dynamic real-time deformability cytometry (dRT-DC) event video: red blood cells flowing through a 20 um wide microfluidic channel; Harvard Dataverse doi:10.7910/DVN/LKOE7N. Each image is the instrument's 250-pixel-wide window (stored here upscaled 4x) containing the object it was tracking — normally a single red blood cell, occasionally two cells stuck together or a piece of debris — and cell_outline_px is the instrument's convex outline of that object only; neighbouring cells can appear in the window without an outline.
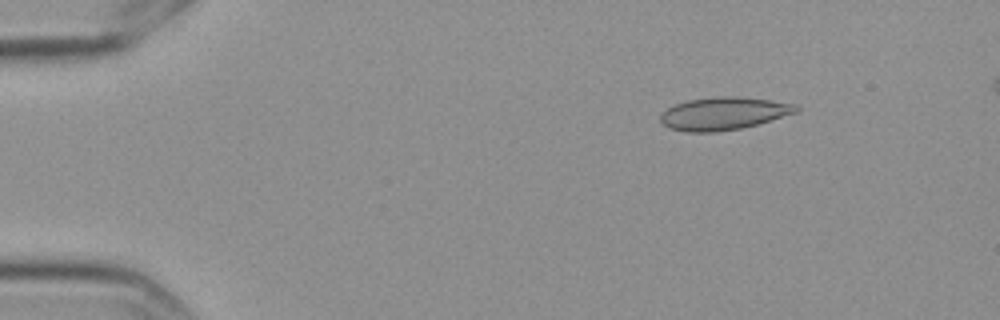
{"species": "Egyptian fruit bat (a non-hibernating species)", "species_latin": "Rousettus aegyptiacus", "temperature_condition": "cold", "stored_images_in_passage": 51, "camera_frame_rate_fps": 3000, "um_per_image_px": 0.085, "frame": {"image": 1, "passage_image": 2, "time_ms": 0.333, "image_size_px": [1000, 320], "cell_outline_px": [[800, 108], [796, 112], [760, 124], [740, 128], [716, 132], [684, 132], [672, 128], [664, 124], [660, 120], [660, 116], [668, 108], [676, 104], [688, 100], [720, 96], [732, 96], [768, 100], [796, 104]], "centroid_in_image_um": [61.52, 9.65], "position_along_channel_um": 23.5, "area_um2": 25.61}}
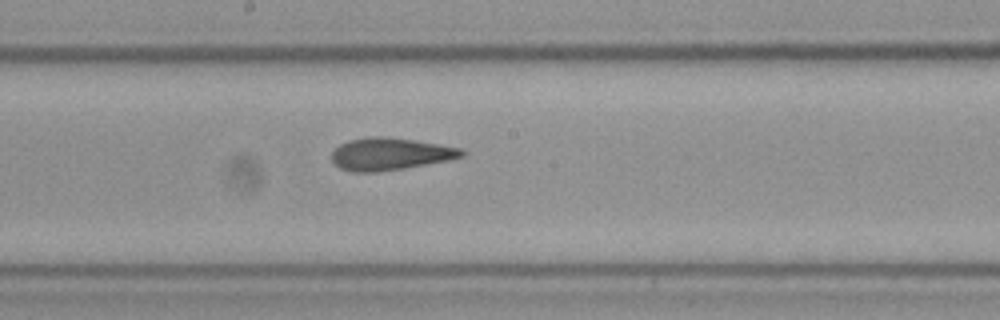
{"frame": {"image": 2, "passage_image": 25, "time_ms": 8.0, "image_size_px": [1000, 320], "cell_outline_px": [[468, 152], [464, 156], [448, 160], [404, 168], [376, 172], [352, 172], [340, 168], [332, 160], [332, 152], [340, 144], [348, 140], [368, 136], [380, 136], [416, 140], [460, 148]], "centroid_in_image_um": [33.16, 13.08], "position_along_channel_um": 215.0, "area_um2": 24.45}}
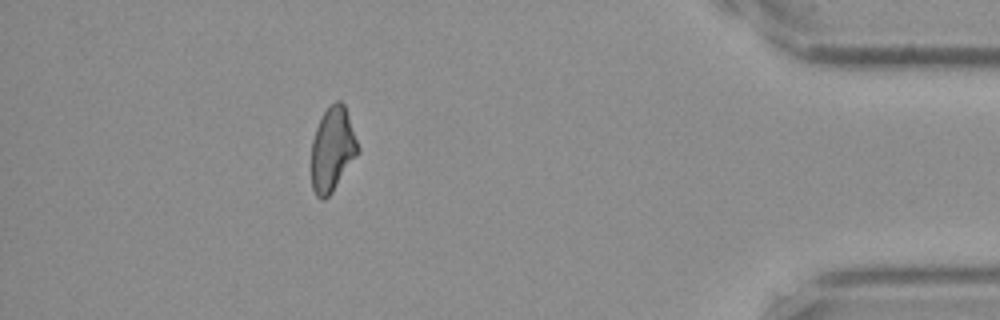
{"frame": {"image": 3, "passage_image": 45, "time_ms": 14.667, "image_size_px": [1000, 320], "cell_outline_px": [[360, 152], [332, 192], [324, 200], [320, 200], [316, 196], [312, 188], [312, 140], [316, 128], [324, 112], [336, 100], [340, 100], [344, 104], [360, 148]], "centroid_in_image_um": [28.27, 12.72], "position_along_channel_um": 406.9, "area_um2": 22.77}, "authors_computed_cell_mechanics": {"area_um2": 24.4494, "velocity_mm_per_s": 3.5701, "shape_relaxation_time_tau1_ms": null, "shape_relaxation_time_tau2_ms": 5.2883, "deformation_change_tau1": null, "deformation_change_tau2": 0.0938}}